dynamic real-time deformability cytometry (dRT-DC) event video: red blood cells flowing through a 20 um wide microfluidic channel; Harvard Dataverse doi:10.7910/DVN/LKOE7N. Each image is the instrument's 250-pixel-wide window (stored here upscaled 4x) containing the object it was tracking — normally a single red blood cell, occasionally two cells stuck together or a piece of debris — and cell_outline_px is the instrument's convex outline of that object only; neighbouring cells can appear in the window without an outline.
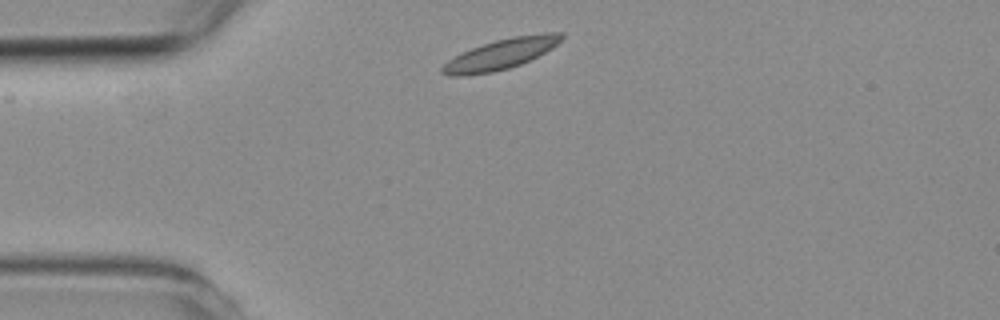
{"species": "common noctule bat (a hibernating species)", "species_latin": "Nyctalus noctula", "temperature_condition": "room temperature", "stored_images_in_passage": 2, "camera_frame_rate_fps": 3000, "um_per_image_px": 0.085, "animal": {"sex": "female", "body_mass_g": 19.3, "forearm_length_mm": 54.1}, "frame": {"image": 1, "passage_image": 1, "time_ms": 0.0, "image_size_px": [1000, 320], "cell_outline_px": [[564, 36], [552, 48], [520, 64], [508, 68], [492, 72], [464, 76], [448, 76], [440, 72], [440, 68], [448, 60], [472, 48], [496, 40], [512, 36], [544, 32], [564, 32]], "centroid_in_image_um": [42.56, 4.6], "position_along_channel_um": 42.4, "area_um2": 20.87}}